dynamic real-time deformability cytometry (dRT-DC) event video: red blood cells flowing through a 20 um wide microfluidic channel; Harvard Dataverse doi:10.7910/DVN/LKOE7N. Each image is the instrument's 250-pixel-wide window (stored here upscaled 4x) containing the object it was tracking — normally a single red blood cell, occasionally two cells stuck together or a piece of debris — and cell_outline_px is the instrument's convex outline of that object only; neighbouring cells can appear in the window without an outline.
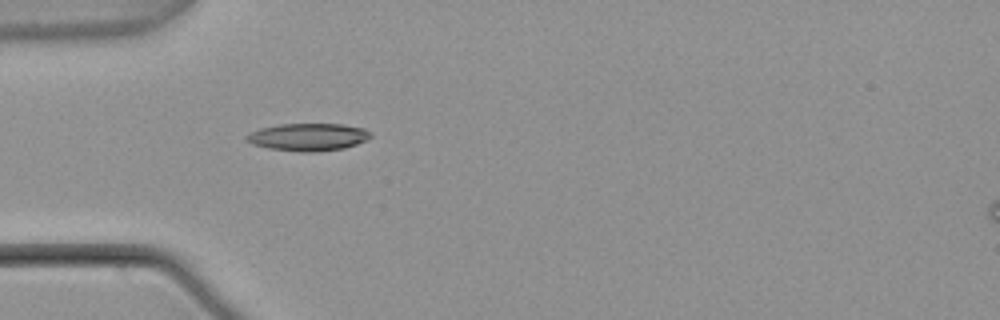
{"species": "common noctule bat (a hibernating species)", "species_latin": "Nyctalus noctula", "temperature_condition": "warm", "stored_images_in_passage": 3, "camera_frame_rate_fps": 3000, "um_per_image_px": 0.085, "animal": {"sex": "male", "body_mass_g": 21.5, "forearm_length_mm": 52.0}, "frame": {"image": 1, "passage_image": 3, "time_ms": 0.667, "image_size_px": [1000, 320], "cell_outline_px": [[372, 136], [356, 144], [344, 148], [316, 152], [300, 152], [268, 148], [252, 144], [244, 140], [244, 136], [248, 132], [260, 128], [280, 124], [340, 124], [364, 128], [372, 132]], "centroid_in_image_um": [26.14, 11.64], "position_along_channel_um": 58.9, "area_um2": 20.06}}